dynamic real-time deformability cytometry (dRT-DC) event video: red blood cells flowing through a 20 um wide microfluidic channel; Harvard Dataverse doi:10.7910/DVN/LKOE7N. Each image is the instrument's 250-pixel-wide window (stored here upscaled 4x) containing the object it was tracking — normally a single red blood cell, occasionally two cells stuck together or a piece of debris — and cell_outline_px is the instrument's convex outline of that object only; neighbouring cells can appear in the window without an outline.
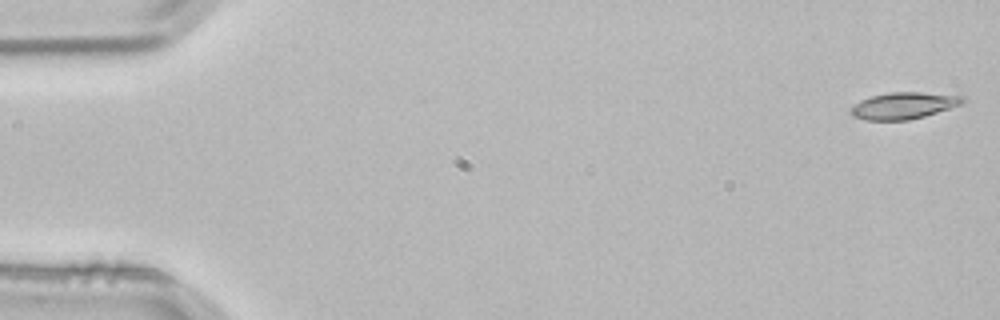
{"species": "common noctule bat (a hibernating species)", "species_latin": "Nyctalus noctula", "temperature_condition": "room temperature", "stored_images_in_passage": 4, "segment_of_instrument_passage": [1, 2], "camera_frame_rate_fps": 3000, "um_per_image_px": 0.085, "animal": {"sex": "male", "body_mass_g": 21.5, "forearm_length_mm": 52.0}, "frame": {"image": 1, "passage_image": 1, "time_ms": 0.0, "image_size_px": [1000, 320], "cell_outline_px": [[964, 100], [960, 104], [924, 116], [908, 120], [864, 120], [852, 116], [848, 112], [860, 100], [872, 96], [892, 92], [920, 92], [964, 96]], "centroid_in_image_um": [76.76, 8.98], "position_along_channel_um": 8.2, "area_um2": 17.11}}
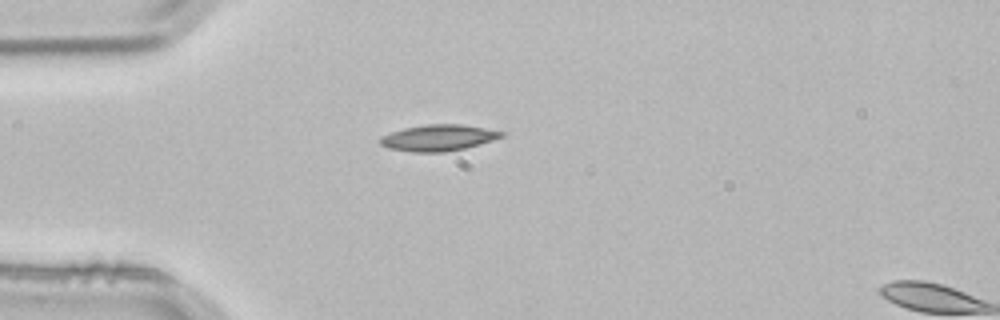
{"frame": {"image": 2, "passage_image": 3, "time_ms": 0.667, "image_size_px": [1000, 320], "cell_outline_px": [[504, 136], [480, 144], [464, 148], [444, 152], [412, 152], [388, 148], [380, 144], [380, 136], [404, 128], [424, 124], [460, 124], [484, 128], [504, 132]], "centroid_in_image_um": [37.23, 11.71], "position_along_channel_um": 47.8, "area_um2": 18.44}}